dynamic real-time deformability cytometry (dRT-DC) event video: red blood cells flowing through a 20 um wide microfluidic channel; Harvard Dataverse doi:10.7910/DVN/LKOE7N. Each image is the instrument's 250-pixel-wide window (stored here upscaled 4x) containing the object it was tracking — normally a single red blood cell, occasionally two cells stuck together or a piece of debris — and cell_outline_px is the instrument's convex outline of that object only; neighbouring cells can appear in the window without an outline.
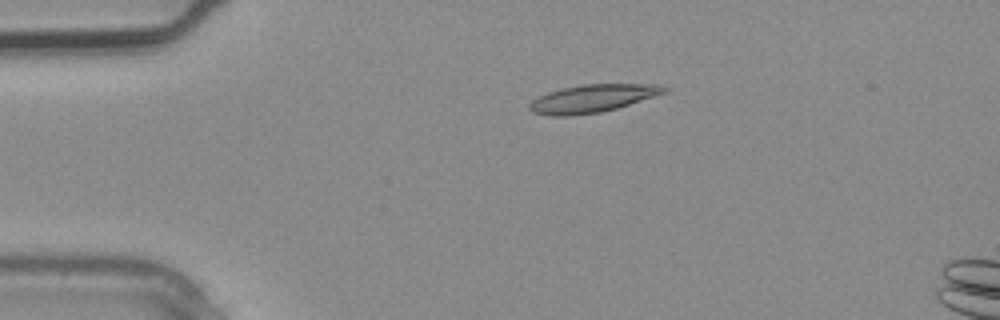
{"species": "common noctule bat (a hibernating species)", "species_latin": "Nyctalus noctula", "temperature_condition": "warm", "stored_images_in_passage": 3, "camera_frame_rate_fps": 3000, "um_per_image_px": 0.085, "animal": {"sex": "male", "body_mass_g": 20.4}, "frame": {"image": 1, "passage_image": 2, "time_ms": 0.333, "image_size_px": [1000, 320], "cell_outline_px": [[668, 92], [616, 108], [600, 112], [572, 116], [552, 116], [532, 112], [528, 108], [528, 104], [532, 100], [548, 92], [580, 84], [660, 84], [668, 88]], "centroid_in_image_um": [50.36, 8.37], "position_along_channel_um": 34.6, "area_um2": 21.85}}